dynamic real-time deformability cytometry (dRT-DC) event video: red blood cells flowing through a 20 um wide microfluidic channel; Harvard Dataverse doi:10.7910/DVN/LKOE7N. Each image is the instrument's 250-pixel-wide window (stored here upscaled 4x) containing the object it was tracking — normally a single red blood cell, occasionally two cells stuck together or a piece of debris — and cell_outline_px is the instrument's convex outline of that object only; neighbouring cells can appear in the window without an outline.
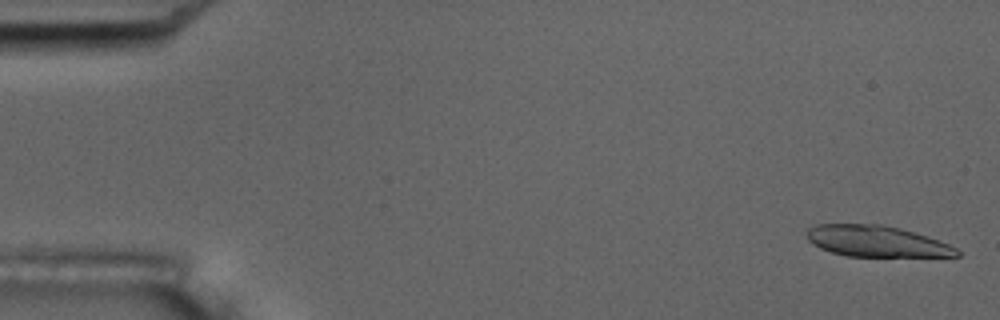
{"species": "common noctule bat (a hibernating species)", "species_latin": "Nyctalus noctula", "temperature_condition": "room temperature", "stored_images_in_passage": 5, "camera_frame_rate_fps": 3000, "um_per_image_px": 0.085, "animal": {"sex": "male", "body_mass_g": 17.5, "forearm_length_mm": 52.3}, "frame": {"image": 1, "passage_image": 1, "time_ms": 0.0, "image_size_px": [1000, 320], "cell_outline_px": [[960, 256], [848, 256], [832, 252], [820, 248], [812, 244], [808, 240], [808, 228], [816, 224], [880, 224], [900, 228], [928, 236], [948, 244], [956, 248], [960, 252]], "centroid_in_image_um": [74.5, 20.5], "position_along_channel_um": 10.5, "area_um2": 27.05}}